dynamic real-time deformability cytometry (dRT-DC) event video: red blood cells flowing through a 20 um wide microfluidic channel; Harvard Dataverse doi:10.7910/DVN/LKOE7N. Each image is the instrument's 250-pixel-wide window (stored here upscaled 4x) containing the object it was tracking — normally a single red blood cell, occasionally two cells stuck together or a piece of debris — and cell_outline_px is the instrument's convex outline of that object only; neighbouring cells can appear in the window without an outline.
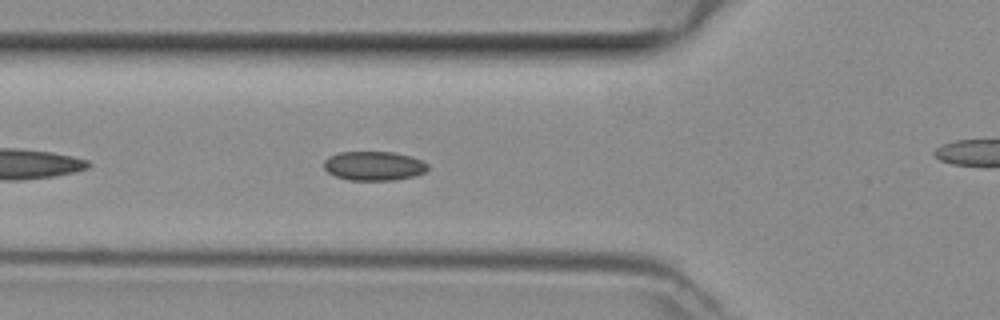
{"species": "common noctule bat (a hibernating species)", "species_latin": "Nyctalus noctula", "temperature_condition": "room temperature", "stored_images_in_passage": 28, "camera_frame_rate_fps": 3000, "um_per_image_px": 0.085, "animal": {"sex": "female", "body_mass_g": 29.2, "forearm_length_mm": 56.3}, "frame": {"image": 1, "passage_image": 2, "time_ms": 0.333, "image_size_px": [1000, 320], "cell_outline_px": [[428, 168], [424, 172], [416, 176], [396, 180], [348, 180], [336, 176], [328, 172], [324, 168], [324, 160], [328, 156], [340, 152], [392, 152], [408, 156], [420, 160], [428, 164]], "centroid_in_image_um": [31.76, 14.11], "position_along_channel_um": 94.0, "area_um2": 17.63}}
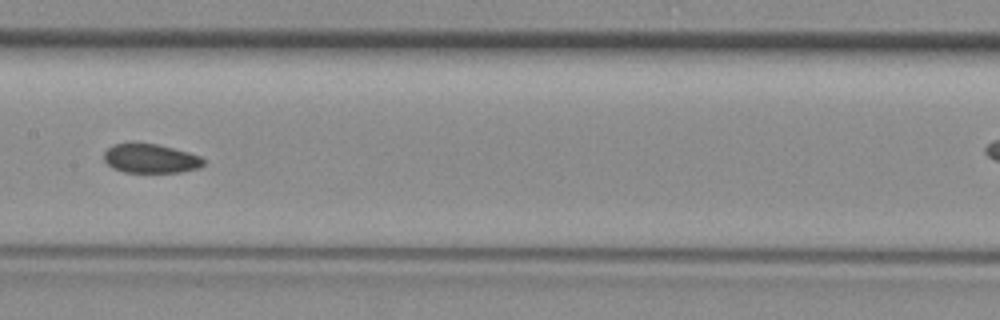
{"frame": {"image": 2, "passage_image": 9, "time_ms": 2.667, "image_size_px": [1000, 320], "cell_outline_px": [[204, 164], [200, 168], [180, 172], [124, 172], [112, 168], [104, 160], [104, 152], [112, 144], [132, 140], [156, 144], [188, 152], [200, 156], [204, 160]], "centroid_in_image_um": [12.75, 13.44], "position_along_channel_um": 194.7, "area_um2": 17.34}}
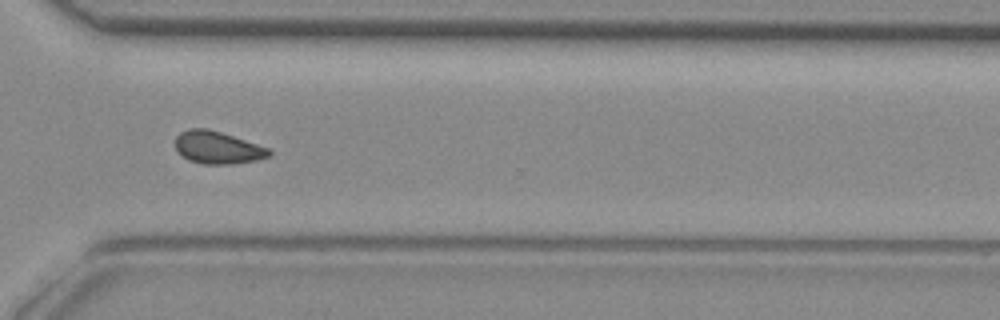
{"frame": {"image": 3, "passage_image": 20, "time_ms": 6.333, "image_size_px": [1000, 320], "cell_outline_px": [[272, 156], [256, 160], [232, 164], [204, 164], [188, 160], [176, 148], [176, 136], [180, 132], [188, 128], [208, 128], [268, 148], [272, 152]], "centroid_in_image_um": [18.49, 12.54], "position_along_channel_um": 352.1, "area_um2": 17.57}}